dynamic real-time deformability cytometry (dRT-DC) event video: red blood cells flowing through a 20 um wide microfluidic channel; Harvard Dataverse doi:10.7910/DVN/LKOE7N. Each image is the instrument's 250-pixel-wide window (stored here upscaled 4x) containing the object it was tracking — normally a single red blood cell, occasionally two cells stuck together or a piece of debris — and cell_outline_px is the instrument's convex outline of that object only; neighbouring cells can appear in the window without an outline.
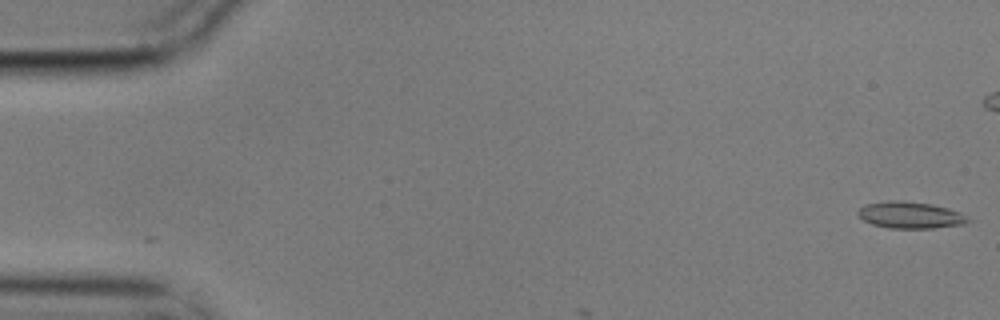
{"species": "common noctule bat (a hibernating species)", "species_latin": "Nyctalus noctula", "temperature_condition": "cold", "stored_images_in_passage": 3, "camera_frame_rate_fps": 3000, "um_per_image_px": 0.085, "animal": {"sex": "male", "body_mass_g": 17.9}, "frame": {"image": 1, "passage_image": 1, "time_ms": 0.0, "image_size_px": [1000, 320], "cell_outline_px": [[972, 220], [964, 224], [932, 228], [888, 228], [872, 224], [864, 220], [856, 212], [864, 204], [888, 200], [904, 200], [932, 204], [948, 208], [960, 212]], "centroid_in_image_um": [77.37, 18.27], "position_along_channel_um": 7.6, "area_um2": 17.22}}